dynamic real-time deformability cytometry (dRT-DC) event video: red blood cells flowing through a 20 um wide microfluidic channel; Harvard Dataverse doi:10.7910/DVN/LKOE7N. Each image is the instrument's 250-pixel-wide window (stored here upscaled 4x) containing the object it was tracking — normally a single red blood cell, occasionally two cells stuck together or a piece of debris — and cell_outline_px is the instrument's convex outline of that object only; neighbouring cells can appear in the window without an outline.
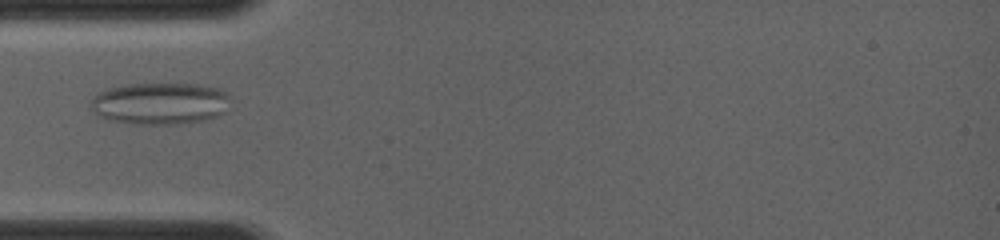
{"species": "common noctule bat (a hibernating species)", "species_latin": "Nyctalus noctula", "temperature_condition": "room temperature", "stored_images_in_passage": 4, "camera_frame_rate_fps": 4000, "um_per_image_px": 0.085, "animal": {"sex": "female", "body_mass_g": 19.0, "forearm_length_mm": 56.7}, "frame": {"image": 1, "passage_image": 3, "time_ms": 2.25, "image_size_px": [1000, 240], "cell_outline_px": [[228, 96], [224, 112], [216, 116], [200, 120], [164, 124], [152, 124], [108, 120], [96, 116], [88, 100], [100, 92], [108, 88], [128, 84], [196, 84], [220, 88]], "centroid_in_image_um": [13.52, 8.77], "position_along_channel_um": 71.5, "area_um2": 33.52}}
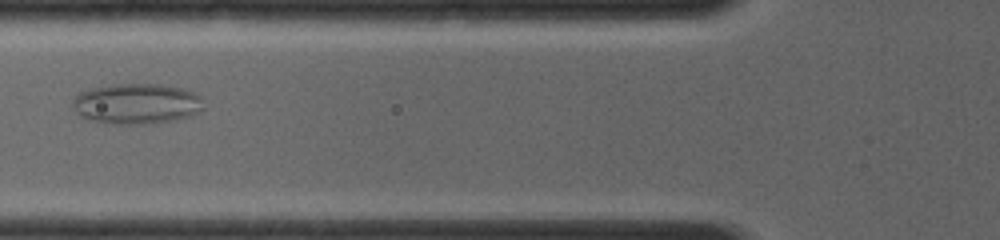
{"frame": {"image": 2, "passage_image": 4, "time_ms": 3.25, "image_size_px": [1000, 240], "cell_outline_px": [[204, 108], [200, 112], [192, 116], [176, 120], [132, 124], [116, 124], [88, 120], [80, 116], [72, 108], [72, 100], [80, 92], [92, 88], [112, 84], [160, 84], [180, 88], [196, 92], [200, 96]], "centroid_in_image_um": [11.61, 8.81], "position_along_channel_um": 114.2, "area_um2": 31.1}}